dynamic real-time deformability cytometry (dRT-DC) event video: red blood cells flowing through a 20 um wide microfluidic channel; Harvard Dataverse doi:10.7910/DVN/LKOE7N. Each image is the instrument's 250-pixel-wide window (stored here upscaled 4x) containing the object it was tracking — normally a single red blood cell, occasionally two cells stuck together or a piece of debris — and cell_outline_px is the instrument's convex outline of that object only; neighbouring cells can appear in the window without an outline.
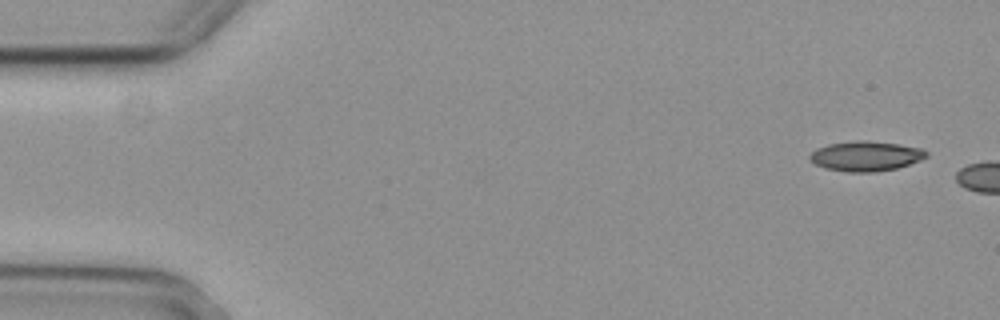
{"species": "common noctule bat (a hibernating species)", "species_latin": "Nyctalus noctula", "temperature_condition": "cold", "stored_images_in_passage": 2, "camera_frame_rate_fps": 3000, "um_per_image_px": 0.085, "animal": {"sex": "female", "body_mass_g": 29.2, "forearm_length_mm": 56.3}, "frame": {"image": 1, "passage_image": 1, "time_ms": 0.0, "image_size_px": [1000, 320], "cell_outline_px": [[928, 156], [920, 160], [896, 168], [876, 172], [848, 172], [824, 168], [808, 160], [808, 156], [816, 148], [828, 144], [856, 140], [868, 140], [900, 144], [920, 148], [928, 152]], "centroid_in_image_um": [73.56, 13.26], "position_along_channel_um": 11.4, "area_um2": 20.46}}